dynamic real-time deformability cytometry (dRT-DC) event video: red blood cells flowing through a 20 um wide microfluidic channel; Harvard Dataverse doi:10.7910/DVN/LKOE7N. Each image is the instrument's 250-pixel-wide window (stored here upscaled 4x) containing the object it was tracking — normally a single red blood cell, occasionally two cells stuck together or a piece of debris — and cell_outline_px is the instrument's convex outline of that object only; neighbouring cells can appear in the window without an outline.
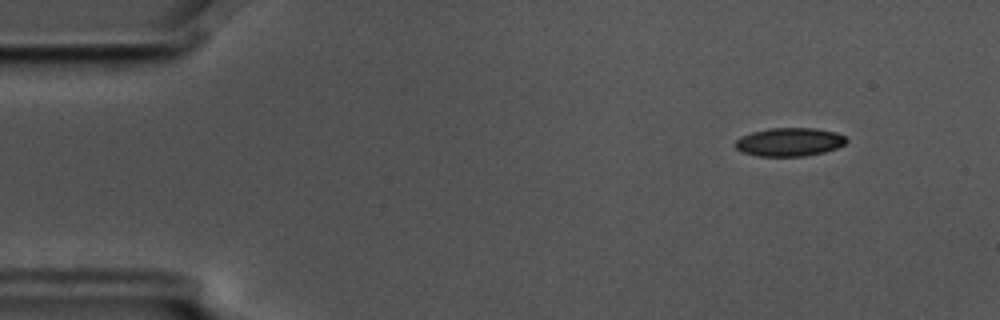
{"species": "common noctule bat (a hibernating species)", "species_latin": "Nyctalus noctula", "temperature_condition": "cold", "stored_images_in_passage": 4, "camera_frame_rate_fps": 3000, "um_per_image_px": 0.085, "animal": {"sex": "male", "body_mass_g": 17.5, "forearm_length_mm": 52.3}, "frame": {"image": 1, "passage_image": 2, "time_ms": 0.333, "image_size_px": [1000, 320], "cell_outline_px": [[848, 140], [844, 144], [836, 148], [824, 152], [804, 156], [756, 156], [740, 152], [736, 148], [736, 140], [740, 136], [752, 132], [768, 128], [816, 128], [836, 132], [844, 136]], "centroid_in_image_um": [67.08, 12.07], "position_along_channel_um": 17.9, "area_um2": 18.5}}
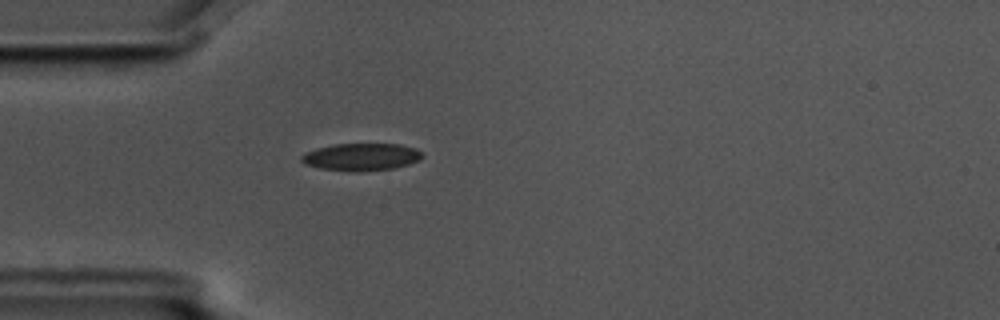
{"frame": {"image": 2, "passage_image": 4, "time_ms": 1.0, "image_size_px": [1000, 320], "cell_outline_px": [[424, 156], [420, 160], [396, 168], [356, 172], [320, 168], [304, 164], [300, 160], [300, 156], [304, 152], [316, 148], [332, 144], [400, 144], [416, 148]], "centroid_in_image_um": [30.69, 13.34], "position_along_channel_um": 54.3, "area_um2": 19.48}}